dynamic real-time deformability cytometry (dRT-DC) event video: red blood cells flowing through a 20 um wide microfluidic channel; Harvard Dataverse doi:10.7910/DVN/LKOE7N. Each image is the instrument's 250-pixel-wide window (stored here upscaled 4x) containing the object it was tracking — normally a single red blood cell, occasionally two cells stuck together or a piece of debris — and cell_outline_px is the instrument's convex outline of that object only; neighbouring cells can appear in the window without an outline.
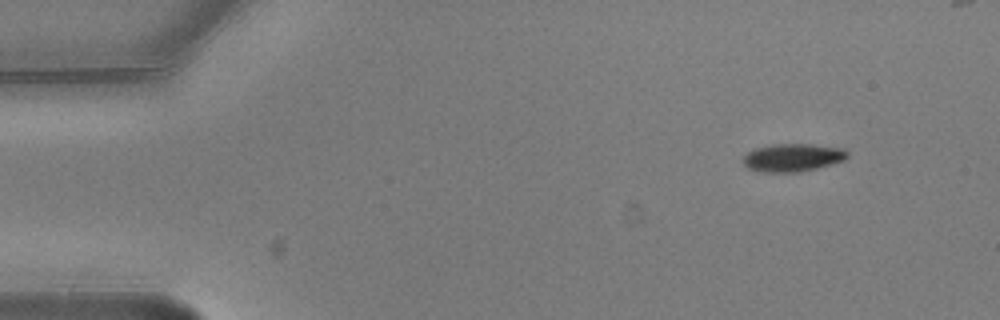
{"species": "common noctule bat (a hibernating species)", "species_latin": "Nyctalus noctula", "temperature_condition": "warm", "stored_images_in_passage": 4, "camera_frame_rate_fps": 3000, "um_per_image_px": 0.085, "animal": {"sex": "male", "body_mass_g": 20.5, "forearm_length_mm": 52.5}, "frame": {"image": 1, "passage_image": 1, "time_ms": 0.0, "image_size_px": [1000, 320], "cell_outline_px": [[848, 156], [844, 160], [816, 168], [800, 172], [760, 172], [748, 168], [744, 164], [744, 156], [748, 152], [756, 148], [772, 144], [812, 144], [844, 148], [848, 152]], "centroid_in_image_um": [67.39, 13.39], "position_along_channel_um": 17.6, "area_um2": 16.94}}
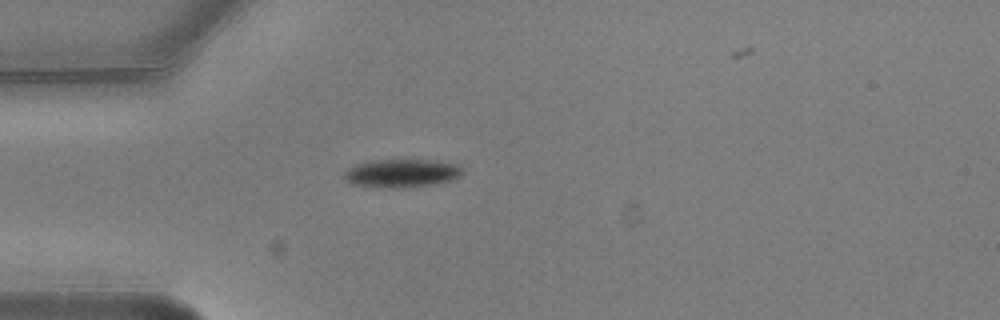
{"frame": {"image": 2, "passage_image": 4, "time_ms": 1.0, "image_size_px": [1000, 320], "cell_outline_px": [[464, 172], [456, 180], [440, 184], [404, 188], [376, 188], [352, 184], [344, 180], [344, 172], [352, 164], [372, 160], [436, 160], [460, 164], [464, 168]], "centroid_in_image_um": [34.19, 14.73], "position_along_channel_um": 50.8, "area_um2": 20.4}}